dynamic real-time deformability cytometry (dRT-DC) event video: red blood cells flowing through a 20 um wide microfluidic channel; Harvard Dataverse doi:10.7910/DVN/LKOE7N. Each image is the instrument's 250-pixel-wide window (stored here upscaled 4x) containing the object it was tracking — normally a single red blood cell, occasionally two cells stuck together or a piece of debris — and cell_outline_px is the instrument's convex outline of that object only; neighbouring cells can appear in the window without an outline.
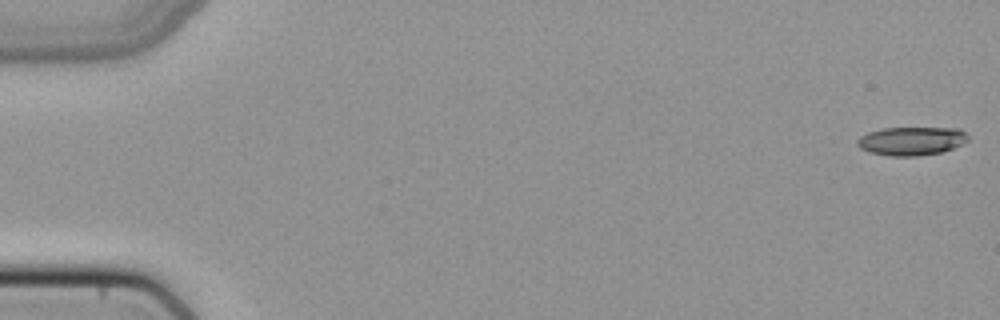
{"species": "common noctule bat (a hibernating species)", "species_latin": "Nyctalus noctula", "temperature_condition": "cold", "stored_images_in_passage": 51, "camera_frame_rate_fps": 3000, "um_per_image_px": 0.085, "animal": {"sex": "female", "body_mass_g": 22.7, "forearm_length_mm": 54.2}, "frame": {"image": 1, "passage_image": 1, "time_ms": 0.0, "image_size_px": [1000, 320], "cell_outline_px": [[968, 140], [952, 148], [940, 152], [916, 156], [888, 156], [868, 152], [860, 148], [856, 144], [856, 140], [860, 136], [868, 132], [884, 128], [960, 128], [968, 136]], "centroid_in_image_um": [77.43, 11.98], "position_along_channel_um": 7.6, "area_um2": 18.38}}
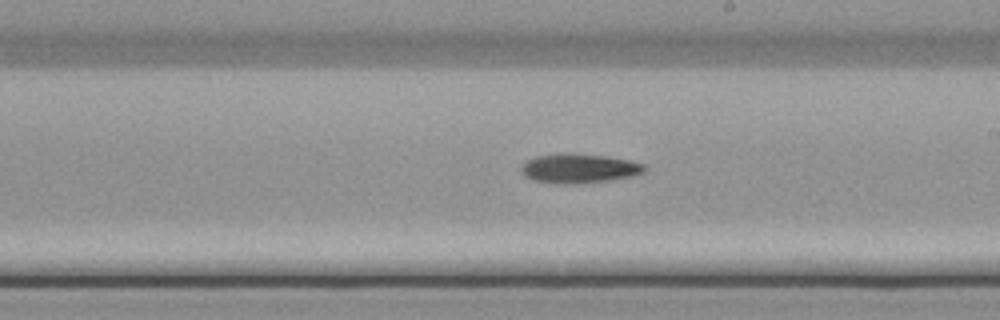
{"frame": {"image": 2, "passage_image": 30, "time_ms": 9.667, "image_size_px": [1000, 320], "cell_outline_px": [[648, 168], [644, 172], [632, 176], [612, 180], [576, 184], [556, 184], [532, 180], [524, 176], [520, 172], [520, 168], [528, 160], [536, 156], [568, 152], [608, 156], [628, 160], [644, 164]], "centroid_in_image_um": [49.22, 14.32], "position_along_channel_um": 239.8, "area_um2": 21.44}}
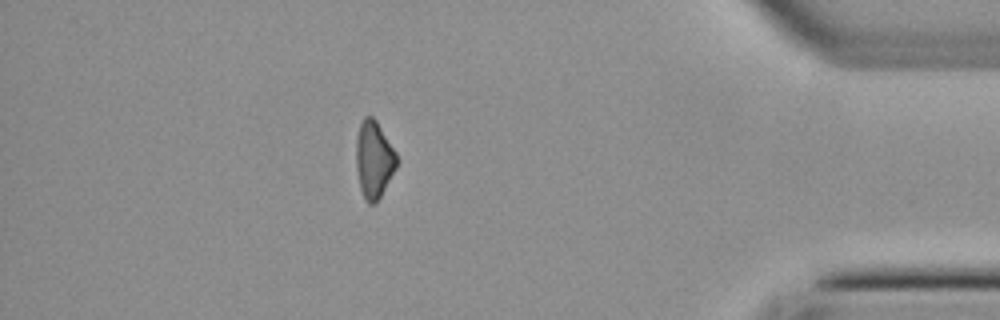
{"frame": {"image": 3, "passage_image": 45, "time_ms": 14.667, "image_size_px": [1000, 320], "cell_outline_px": [[400, 160], [396, 168], [380, 196], [372, 204], [368, 204], [364, 200], [360, 188], [356, 168], [356, 136], [360, 124], [364, 116], [372, 116], [376, 120], [396, 152]], "centroid_in_image_um": [31.78, 13.54], "position_along_channel_um": 403.4, "area_um2": 18.32}}